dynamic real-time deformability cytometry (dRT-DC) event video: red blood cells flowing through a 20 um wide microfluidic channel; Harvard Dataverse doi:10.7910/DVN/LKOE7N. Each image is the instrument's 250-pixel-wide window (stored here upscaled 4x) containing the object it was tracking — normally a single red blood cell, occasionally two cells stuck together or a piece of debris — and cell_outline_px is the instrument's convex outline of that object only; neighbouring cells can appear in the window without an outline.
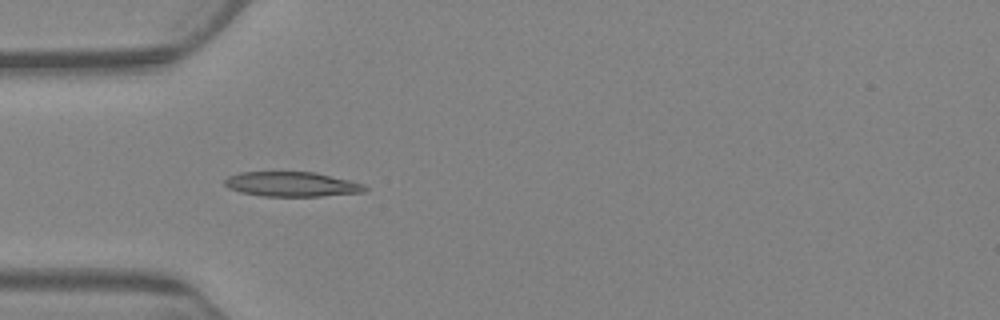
{"species": "Egyptian fruit bat (a non-hibernating species)", "species_latin": "Rousettus aegyptiacus", "temperature_condition": "warm", "stored_images_in_passage": 6, "camera_frame_rate_fps": 3000, "um_per_image_px": 0.085, "animal": {"sex": "female"}, "frame": {"image": 1, "passage_image": 5, "time_ms": 5.667, "image_size_px": [1000, 320], "cell_outline_px": [[368, 188], [364, 192], [320, 196], [264, 196], [240, 192], [228, 188], [224, 184], [224, 180], [228, 176], [240, 172], [316, 172], [364, 184]], "centroid_in_image_um": [24.78, 15.65], "position_along_channel_um": 60.2, "area_um2": 20.17}}